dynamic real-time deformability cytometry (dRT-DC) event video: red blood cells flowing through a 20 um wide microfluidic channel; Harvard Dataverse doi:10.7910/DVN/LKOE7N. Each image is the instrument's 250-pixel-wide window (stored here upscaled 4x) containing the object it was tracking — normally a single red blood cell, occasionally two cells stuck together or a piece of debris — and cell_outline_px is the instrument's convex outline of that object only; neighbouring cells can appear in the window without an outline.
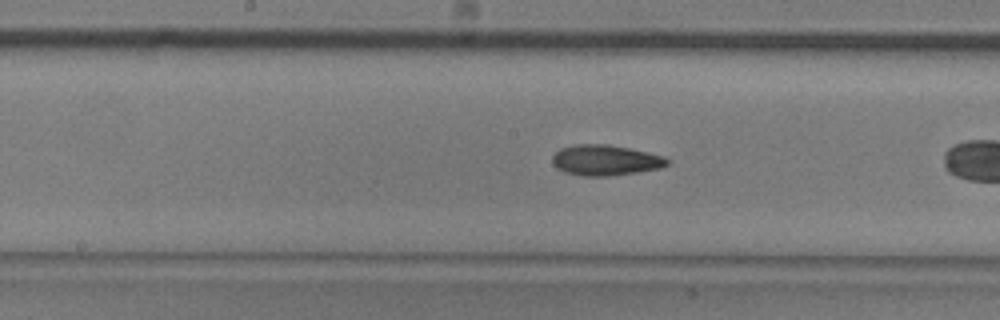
{"species": "common noctule bat (a hibernating species)", "species_latin": "Nyctalus noctula", "temperature_condition": "room temperature", "stored_images_in_passage": 26, "camera_frame_rate_fps": 3000, "um_per_image_px": 0.085, "animal": {"sex": "male", "body_mass_g": 20.5, "forearm_length_mm": 52.5}, "frame": {"image": 1, "passage_image": 12, "time_ms": 3.667, "image_size_px": [1000, 320], "cell_outline_px": [[672, 160], [668, 164], [660, 168], [636, 172], [608, 176], [584, 176], [564, 172], [556, 168], [552, 164], [552, 156], [560, 148], [576, 144], [608, 144], [648, 152], [664, 156]], "centroid_in_image_um": [51.45, 13.61], "position_along_channel_um": 196.7, "area_um2": 20.58}}
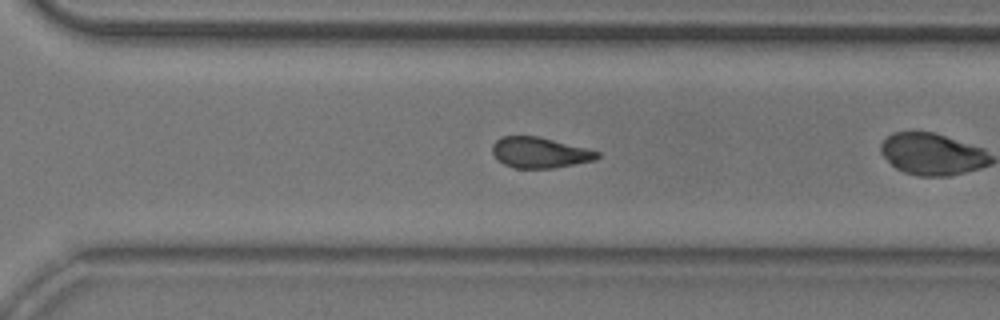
{"frame": {"image": 2, "passage_image": 22, "time_ms": 7.0, "image_size_px": [1000, 320], "cell_outline_px": [[600, 156], [596, 160], [552, 168], [516, 168], [504, 164], [492, 152], [492, 144], [500, 136], [540, 136], [600, 152]], "centroid_in_image_um": [45.88, 12.96], "position_along_channel_um": 324.7, "area_um2": 18.67}}